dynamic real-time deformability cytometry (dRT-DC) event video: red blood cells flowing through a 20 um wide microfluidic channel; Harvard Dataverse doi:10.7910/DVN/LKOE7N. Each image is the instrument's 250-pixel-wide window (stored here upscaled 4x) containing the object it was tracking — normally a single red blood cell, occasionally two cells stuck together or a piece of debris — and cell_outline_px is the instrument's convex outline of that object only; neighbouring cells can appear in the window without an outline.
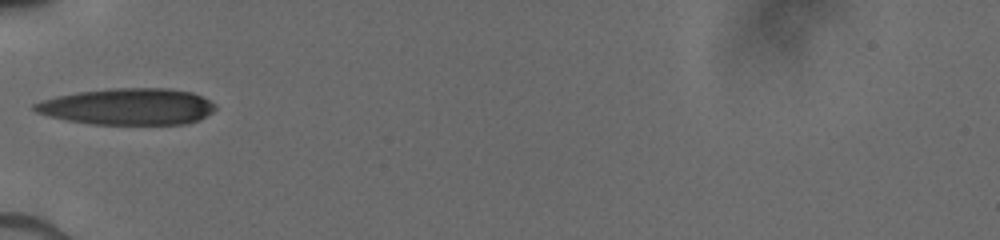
{"species": "human", "species_latin": "Homo sapiens", "temperature_condition": "cold", "stored_images_in_passage": 15, "camera_frame_rate_fps": 3000, "um_per_image_px": 0.085, "donor": {"sex": "male"}, "frame": {"image": 1, "passage_image": 1, "time_ms": 0.0, "image_size_px": [1000, 240], "cell_outline_px": [[216, 108], [212, 112], [200, 120], [188, 124], [92, 124], [68, 120], [48, 116], [36, 112], [32, 108], [32, 104], [56, 96], [76, 92], [108, 88], [168, 88], [192, 92], [216, 104]], "centroid_in_image_um": [10.87, 9.06], "position_along_channel_um": 74.1, "area_um2": 38.61}}
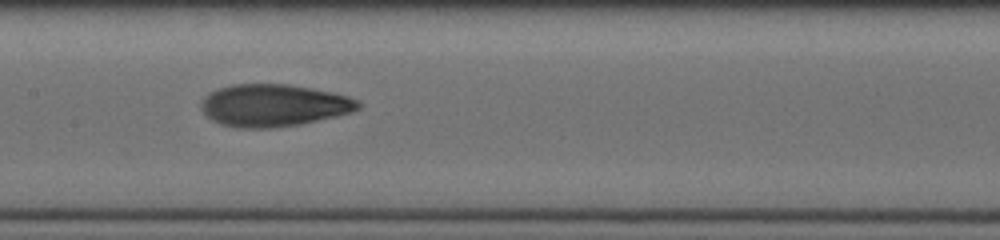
{"frame": {"image": 2, "passage_image": 5, "time_ms": 2.667, "image_size_px": [1000, 240], "cell_outline_px": [[360, 108], [352, 112], [336, 116], [300, 124], [272, 128], [236, 128], [220, 124], [212, 120], [204, 112], [200, 104], [204, 96], [208, 92], [232, 84], [288, 84], [312, 88], [332, 92], [348, 96], [360, 100]], "centroid_in_image_um": [23.26, 8.95], "position_along_channel_um": 184.1, "area_um2": 38.84}}
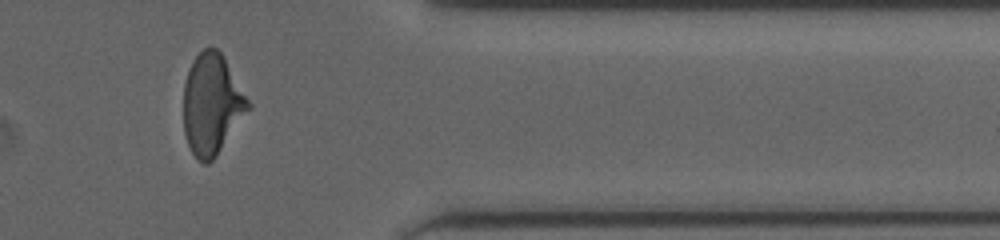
{"frame": {"image": 3, "passage_image": 12, "time_ms": 8.0, "image_size_px": [1000, 240], "cell_outline_px": [[252, 108], [216, 156], [208, 164], [204, 164], [192, 152], [188, 144], [184, 132], [184, 84], [192, 60], [204, 48], [216, 48], [224, 56], [252, 104]], "centroid_in_image_um": [18.04, 8.86], "position_along_channel_um": 393.4, "area_um2": 38.09}}